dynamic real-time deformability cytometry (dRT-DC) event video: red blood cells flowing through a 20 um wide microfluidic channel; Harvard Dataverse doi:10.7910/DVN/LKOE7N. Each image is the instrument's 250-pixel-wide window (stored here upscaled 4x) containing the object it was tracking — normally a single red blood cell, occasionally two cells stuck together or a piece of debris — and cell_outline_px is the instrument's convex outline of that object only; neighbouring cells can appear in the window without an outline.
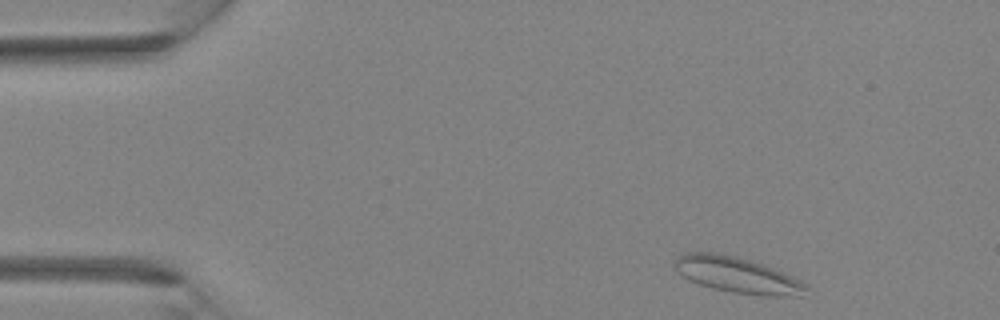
{"species": "Egyptian fruit bat (a non-hibernating species)", "species_latin": "Rousettus aegyptiacus", "temperature_condition": "room temperature", "stored_images_in_passage": 4, "camera_frame_rate_fps": 3000, "um_per_image_px": 0.085, "animal": {"sex": "female"}, "frame": {"image": 1, "passage_image": 4, "time_ms": 4.333, "image_size_px": [1000, 320], "cell_outline_px": [[812, 288], [804, 296], [760, 296], [732, 292], [712, 288], [688, 280], [672, 264], [676, 256], [684, 252], [712, 252], [736, 256], [784, 272], [808, 284]], "centroid_in_image_um": [62.72, 23.39], "position_along_channel_um": 22.3, "area_um2": 27.8}}